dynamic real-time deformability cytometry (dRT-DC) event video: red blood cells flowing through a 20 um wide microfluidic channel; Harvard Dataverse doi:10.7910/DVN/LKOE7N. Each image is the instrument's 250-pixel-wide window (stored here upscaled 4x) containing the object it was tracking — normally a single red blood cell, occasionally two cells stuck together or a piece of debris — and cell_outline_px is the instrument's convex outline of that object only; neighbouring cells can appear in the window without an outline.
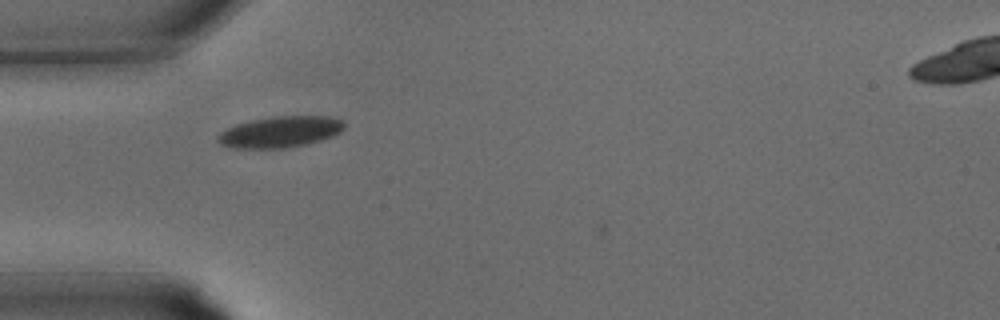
{"species": "common noctule bat (a hibernating species)", "species_latin": "Nyctalus noctula", "temperature_condition": "warm", "stored_images_in_passage": 27, "camera_frame_rate_fps": 3000, "um_per_image_px": 0.085, "animal": {"sex": "male", "body_mass_g": 15.6}, "frame": {"image": 1, "passage_image": 3, "time_ms": 0.667, "image_size_px": [1000, 320], "cell_outline_px": [[344, 128], [340, 132], [332, 136], [320, 140], [304, 144], [284, 148], [236, 148], [220, 144], [216, 140], [216, 136], [220, 132], [236, 124], [252, 120], [276, 116], [328, 116], [344, 120]], "centroid_in_image_um": [23.81, 11.2], "position_along_channel_um": 61.2, "area_um2": 22.83}}
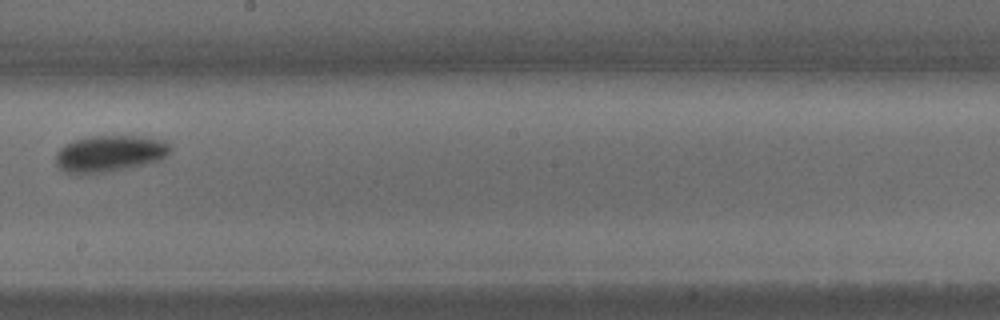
{"frame": {"image": 2, "passage_image": 12, "time_ms": 3.667, "image_size_px": [1000, 320], "cell_outline_px": [[172, 152], [160, 160], [112, 172], [84, 176], [76, 176], [64, 172], [56, 164], [56, 152], [64, 144], [72, 140], [92, 136], [140, 136], [164, 140], [172, 144]], "centroid_in_image_um": [9.3, 13.09], "position_along_channel_um": 238.9, "area_um2": 25.26}}
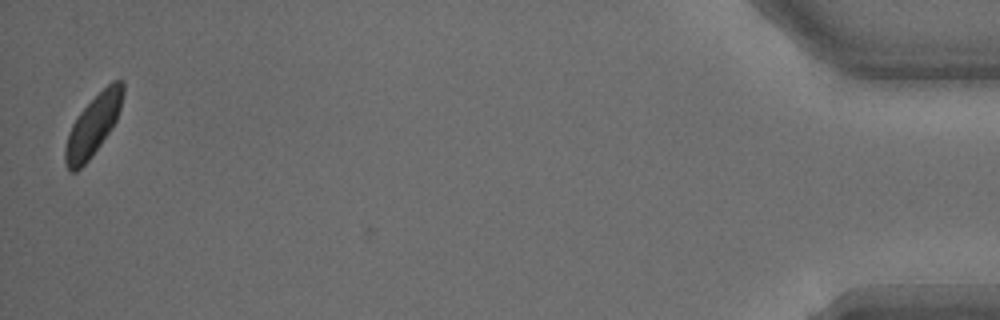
{"frame": {"image": 3, "passage_image": 26, "time_ms": 8.333, "image_size_px": [1000, 320], "cell_outline_px": [[124, 92], [120, 108], [116, 120], [112, 128], [92, 156], [76, 172], [72, 172], [64, 164], [64, 148], [68, 132], [72, 124], [80, 112], [112, 80], [124, 80]], "centroid_in_image_um": [7.9, 10.67], "position_along_channel_um": 427.3, "area_um2": 20.23}}